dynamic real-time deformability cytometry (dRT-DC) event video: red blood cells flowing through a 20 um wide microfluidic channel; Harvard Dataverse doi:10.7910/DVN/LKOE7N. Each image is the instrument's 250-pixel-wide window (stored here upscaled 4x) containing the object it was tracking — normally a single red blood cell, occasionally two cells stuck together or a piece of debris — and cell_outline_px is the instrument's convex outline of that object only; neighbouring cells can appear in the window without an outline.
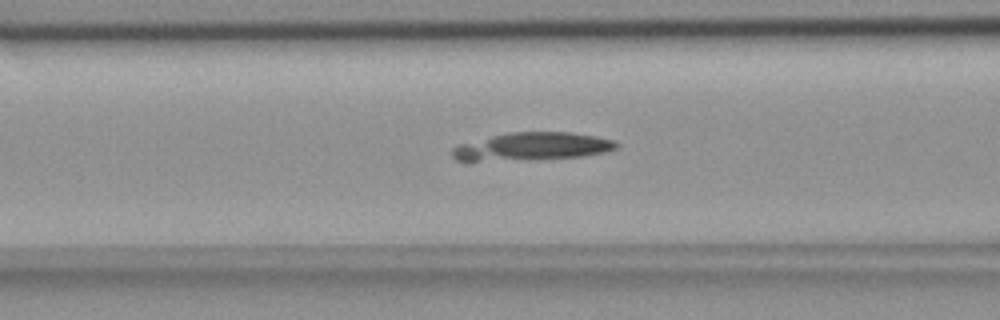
{"species": "common noctule bat (a hibernating species)", "species_latin": "Nyctalus noctula", "temperature_condition": "room temperature", "stored_images_in_passage": 54, "camera_frame_rate_fps": 3000, "um_per_image_px": 0.085, "animal": {"sex": "female", "body_mass_g": 18.4}, "frame": {"image": 1, "passage_image": 25, "time_ms": 8.0, "image_size_px": [1000, 320], "cell_outline_px": [[620, 144], [616, 148], [604, 152], [584, 156], [528, 160], [468, 164], [456, 160], [452, 156], [452, 148], [460, 144], [508, 132], [568, 132], [596, 136], [612, 140]], "centroid_in_image_um": [45.1, 12.5], "position_along_channel_um": 121.5, "area_um2": 27.46}}
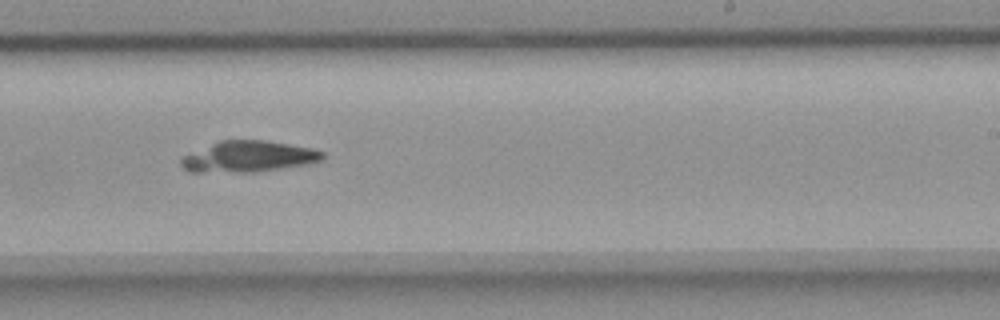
{"frame": {"image": 2, "passage_image": 37, "time_ms": 12.0, "image_size_px": [1000, 320], "cell_outline_px": [[324, 156], [320, 160], [308, 164], [256, 172], [188, 172], [180, 164], [180, 156], [220, 140], [264, 140], [312, 148], [324, 152]], "centroid_in_image_um": [21.06, 13.31], "position_along_channel_um": 267.9, "area_um2": 25.72}}
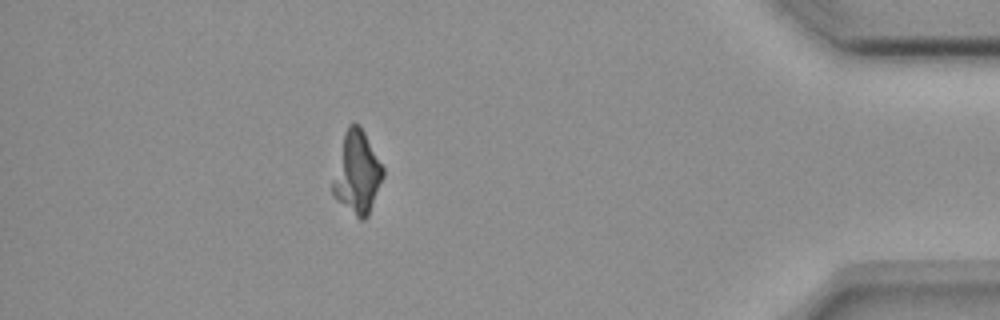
{"frame": {"image": 3, "passage_image": 52, "time_ms": 17.0, "image_size_px": [1000, 320], "cell_outline_px": [[384, 176], [368, 216], [364, 220], [360, 220], [336, 200], [332, 192], [332, 180], [344, 132], [348, 124], [360, 124], [384, 168]], "centroid_in_image_um": [30.35, 14.7], "position_along_channel_um": 404.9, "area_um2": 24.1}}